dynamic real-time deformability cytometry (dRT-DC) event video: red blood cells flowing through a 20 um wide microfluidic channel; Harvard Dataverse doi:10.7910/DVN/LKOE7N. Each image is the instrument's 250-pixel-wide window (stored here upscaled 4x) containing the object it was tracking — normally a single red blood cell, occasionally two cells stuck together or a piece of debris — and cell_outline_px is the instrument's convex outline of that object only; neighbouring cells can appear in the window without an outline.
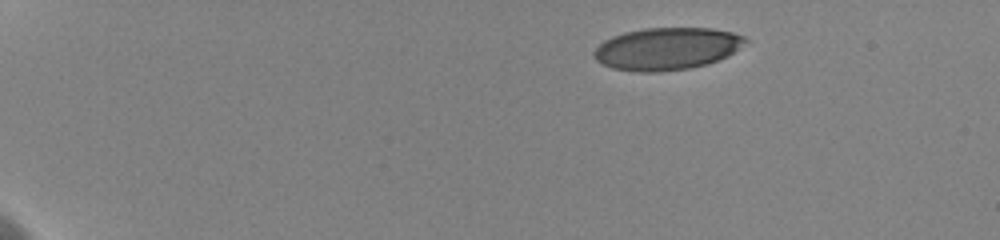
{"species": "human", "species_latin": "Homo sapiens", "temperature_condition": "cold", "stored_images_in_passage": 33, "camera_frame_rate_fps": 3000, "um_per_image_px": 0.085, "donor": {"sex": "female"}, "frame": {"image": 1, "passage_image": 1, "time_ms": 0.0, "image_size_px": [1000, 240], "cell_outline_px": [[748, 40], [728, 56], [708, 64], [688, 68], [660, 72], [640, 72], [612, 68], [596, 60], [592, 56], [592, 52], [604, 40], [612, 36], [624, 32], [644, 28], [712, 28], [732, 32], [744, 36]], "centroid_in_image_um": [56.66, 4.14], "position_along_channel_um": 28.3, "area_um2": 37.34}}
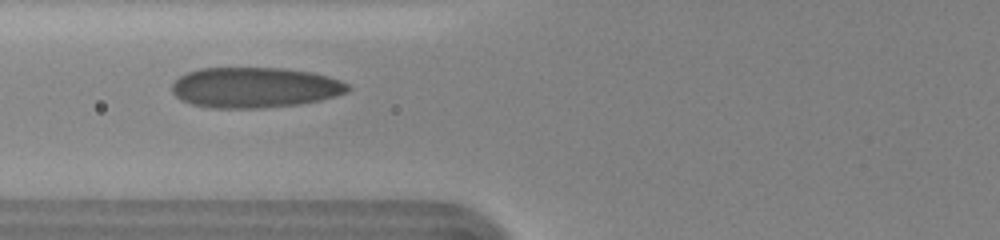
{"frame": {"image": 2, "passage_image": 13, "time_ms": 5.333, "image_size_px": [1000, 240], "cell_outline_px": [[348, 88], [344, 92], [320, 100], [300, 104], [264, 108], [212, 108], [192, 104], [180, 100], [172, 92], [172, 84], [180, 76], [188, 72], [200, 68], [284, 68], [312, 72], [328, 76], [340, 80], [348, 84]], "centroid_in_image_um": [21.61, 7.44], "position_along_channel_um": 104.2, "area_um2": 41.38}}
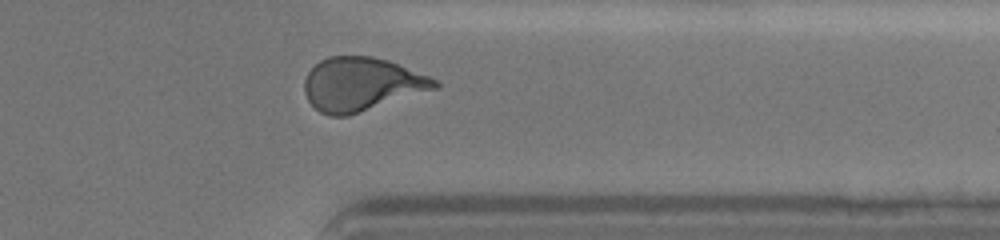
{"frame": {"image": 3, "passage_image": 31, "time_ms": 13.0, "image_size_px": [1000, 240], "cell_outline_px": [[440, 88], [348, 116], [332, 116], [320, 112], [308, 100], [304, 92], [304, 80], [308, 72], [320, 60], [328, 56], [372, 56], [388, 60], [428, 76], [436, 80], [440, 84]], "centroid_in_image_um": [30.74, 7.16], "position_along_channel_um": 380.7, "area_um2": 40.75}, "authors_computed_cell_mechanics": {"area_um2": 40.171, "velocity_mm_per_s": 3.6133, "shape_relaxation_time_tau1_ms": 5.3272, "shape_relaxation_time_tau2_ms": 0.8889, "deformation_change_tau1": 0.1704, "deformation_change_tau2": 0.0719}}